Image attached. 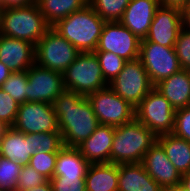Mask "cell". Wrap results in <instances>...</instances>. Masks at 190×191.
I'll list each match as a JSON object with an SVG mask.
<instances>
[{"instance_id": "cell-39", "label": "cell", "mask_w": 190, "mask_h": 191, "mask_svg": "<svg viewBox=\"0 0 190 191\" xmlns=\"http://www.w3.org/2000/svg\"><path fill=\"white\" fill-rule=\"evenodd\" d=\"M11 73L12 71L2 62H0V88Z\"/></svg>"}, {"instance_id": "cell-8", "label": "cell", "mask_w": 190, "mask_h": 191, "mask_svg": "<svg viewBox=\"0 0 190 191\" xmlns=\"http://www.w3.org/2000/svg\"><path fill=\"white\" fill-rule=\"evenodd\" d=\"M108 86L133 107H136L154 88L139 58L127 61L122 71Z\"/></svg>"}, {"instance_id": "cell-10", "label": "cell", "mask_w": 190, "mask_h": 191, "mask_svg": "<svg viewBox=\"0 0 190 191\" xmlns=\"http://www.w3.org/2000/svg\"><path fill=\"white\" fill-rule=\"evenodd\" d=\"M139 59L154 86L182 69L174 48L149 42L146 39L140 42Z\"/></svg>"}, {"instance_id": "cell-32", "label": "cell", "mask_w": 190, "mask_h": 191, "mask_svg": "<svg viewBox=\"0 0 190 191\" xmlns=\"http://www.w3.org/2000/svg\"><path fill=\"white\" fill-rule=\"evenodd\" d=\"M19 109V104L0 88V125L12 127Z\"/></svg>"}, {"instance_id": "cell-27", "label": "cell", "mask_w": 190, "mask_h": 191, "mask_svg": "<svg viewBox=\"0 0 190 191\" xmlns=\"http://www.w3.org/2000/svg\"><path fill=\"white\" fill-rule=\"evenodd\" d=\"M27 83V71L12 72L2 84L1 89L21 105L27 102Z\"/></svg>"}, {"instance_id": "cell-15", "label": "cell", "mask_w": 190, "mask_h": 191, "mask_svg": "<svg viewBox=\"0 0 190 191\" xmlns=\"http://www.w3.org/2000/svg\"><path fill=\"white\" fill-rule=\"evenodd\" d=\"M141 163L147 173L164 189L181 183V174L158 141L146 152Z\"/></svg>"}, {"instance_id": "cell-22", "label": "cell", "mask_w": 190, "mask_h": 191, "mask_svg": "<svg viewBox=\"0 0 190 191\" xmlns=\"http://www.w3.org/2000/svg\"><path fill=\"white\" fill-rule=\"evenodd\" d=\"M119 164H90L86 176V191H118Z\"/></svg>"}, {"instance_id": "cell-4", "label": "cell", "mask_w": 190, "mask_h": 191, "mask_svg": "<svg viewBox=\"0 0 190 191\" xmlns=\"http://www.w3.org/2000/svg\"><path fill=\"white\" fill-rule=\"evenodd\" d=\"M50 27L37 3L0 9V35L29 41L36 45Z\"/></svg>"}, {"instance_id": "cell-21", "label": "cell", "mask_w": 190, "mask_h": 191, "mask_svg": "<svg viewBox=\"0 0 190 191\" xmlns=\"http://www.w3.org/2000/svg\"><path fill=\"white\" fill-rule=\"evenodd\" d=\"M174 107L190 105V70L181 69L154 86Z\"/></svg>"}, {"instance_id": "cell-41", "label": "cell", "mask_w": 190, "mask_h": 191, "mask_svg": "<svg viewBox=\"0 0 190 191\" xmlns=\"http://www.w3.org/2000/svg\"><path fill=\"white\" fill-rule=\"evenodd\" d=\"M183 24L184 28L190 31V7L183 10Z\"/></svg>"}, {"instance_id": "cell-23", "label": "cell", "mask_w": 190, "mask_h": 191, "mask_svg": "<svg viewBox=\"0 0 190 191\" xmlns=\"http://www.w3.org/2000/svg\"><path fill=\"white\" fill-rule=\"evenodd\" d=\"M89 165L77 147L63 146L57 153L53 176L85 177Z\"/></svg>"}, {"instance_id": "cell-16", "label": "cell", "mask_w": 190, "mask_h": 191, "mask_svg": "<svg viewBox=\"0 0 190 191\" xmlns=\"http://www.w3.org/2000/svg\"><path fill=\"white\" fill-rule=\"evenodd\" d=\"M0 62L12 72L27 71L35 63V45L0 35Z\"/></svg>"}, {"instance_id": "cell-36", "label": "cell", "mask_w": 190, "mask_h": 191, "mask_svg": "<svg viewBox=\"0 0 190 191\" xmlns=\"http://www.w3.org/2000/svg\"><path fill=\"white\" fill-rule=\"evenodd\" d=\"M47 179L40 173H38L32 166L23 165L17 186L23 190H29L36 186L45 183Z\"/></svg>"}, {"instance_id": "cell-12", "label": "cell", "mask_w": 190, "mask_h": 191, "mask_svg": "<svg viewBox=\"0 0 190 191\" xmlns=\"http://www.w3.org/2000/svg\"><path fill=\"white\" fill-rule=\"evenodd\" d=\"M141 40L119 21L106 22L94 52H111L126 61L139 58Z\"/></svg>"}, {"instance_id": "cell-43", "label": "cell", "mask_w": 190, "mask_h": 191, "mask_svg": "<svg viewBox=\"0 0 190 191\" xmlns=\"http://www.w3.org/2000/svg\"><path fill=\"white\" fill-rule=\"evenodd\" d=\"M165 191H188L182 183L167 187Z\"/></svg>"}, {"instance_id": "cell-44", "label": "cell", "mask_w": 190, "mask_h": 191, "mask_svg": "<svg viewBox=\"0 0 190 191\" xmlns=\"http://www.w3.org/2000/svg\"><path fill=\"white\" fill-rule=\"evenodd\" d=\"M4 191H25V190H23L20 187L16 186V187H11L9 189H6Z\"/></svg>"}, {"instance_id": "cell-35", "label": "cell", "mask_w": 190, "mask_h": 191, "mask_svg": "<svg viewBox=\"0 0 190 191\" xmlns=\"http://www.w3.org/2000/svg\"><path fill=\"white\" fill-rule=\"evenodd\" d=\"M172 133L190 142V105L176 109Z\"/></svg>"}, {"instance_id": "cell-20", "label": "cell", "mask_w": 190, "mask_h": 191, "mask_svg": "<svg viewBox=\"0 0 190 191\" xmlns=\"http://www.w3.org/2000/svg\"><path fill=\"white\" fill-rule=\"evenodd\" d=\"M118 191H165L140 163L119 164Z\"/></svg>"}, {"instance_id": "cell-26", "label": "cell", "mask_w": 190, "mask_h": 191, "mask_svg": "<svg viewBox=\"0 0 190 191\" xmlns=\"http://www.w3.org/2000/svg\"><path fill=\"white\" fill-rule=\"evenodd\" d=\"M131 0H89L88 4L106 22L119 21Z\"/></svg>"}, {"instance_id": "cell-1", "label": "cell", "mask_w": 190, "mask_h": 191, "mask_svg": "<svg viewBox=\"0 0 190 191\" xmlns=\"http://www.w3.org/2000/svg\"><path fill=\"white\" fill-rule=\"evenodd\" d=\"M64 146L77 147L100 125L87 97L64 90L53 102Z\"/></svg>"}, {"instance_id": "cell-37", "label": "cell", "mask_w": 190, "mask_h": 191, "mask_svg": "<svg viewBox=\"0 0 190 191\" xmlns=\"http://www.w3.org/2000/svg\"><path fill=\"white\" fill-rule=\"evenodd\" d=\"M36 3V0H0V9L24 7Z\"/></svg>"}, {"instance_id": "cell-24", "label": "cell", "mask_w": 190, "mask_h": 191, "mask_svg": "<svg viewBox=\"0 0 190 191\" xmlns=\"http://www.w3.org/2000/svg\"><path fill=\"white\" fill-rule=\"evenodd\" d=\"M157 141L181 175L190 171V142L173 133L158 136Z\"/></svg>"}, {"instance_id": "cell-30", "label": "cell", "mask_w": 190, "mask_h": 191, "mask_svg": "<svg viewBox=\"0 0 190 191\" xmlns=\"http://www.w3.org/2000/svg\"><path fill=\"white\" fill-rule=\"evenodd\" d=\"M23 165L0 156V189L16 187Z\"/></svg>"}, {"instance_id": "cell-42", "label": "cell", "mask_w": 190, "mask_h": 191, "mask_svg": "<svg viewBox=\"0 0 190 191\" xmlns=\"http://www.w3.org/2000/svg\"><path fill=\"white\" fill-rule=\"evenodd\" d=\"M181 183L188 191H190V171L186 174L181 175Z\"/></svg>"}, {"instance_id": "cell-28", "label": "cell", "mask_w": 190, "mask_h": 191, "mask_svg": "<svg viewBox=\"0 0 190 191\" xmlns=\"http://www.w3.org/2000/svg\"><path fill=\"white\" fill-rule=\"evenodd\" d=\"M99 60L103 77L107 84L122 71L127 62L120 56L111 52H94Z\"/></svg>"}, {"instance_id": "cell-2", "label": "cell", "mask_w": 190, "mask_h": 191, "mask_svg": "<svg viewBox=\"0 0 190 191\" xmlns=\"http://www.w3.org/2000/svg\"><path fill=\"white\" fill-rule=\"evenodd\" d=\"M106 23L87 4L83 9L58 20L51 27L70 42L80 53L94 52Z\"/></svg>"}, {"instance_id": "cell-38", "label": "cell", "mask_w": 190, "mask_h": 191, "mask_svg": "<svg viewBox=\"0 0 190 191\" xmlns=\"http://www.w3.org/2000/svg\"><path fill=\"white\" fill-rule=\"evenodd\" d=\"M159 2L164 7H176L184 10L189 6L190 0H159Z\"/></svg>"}, {"instance_id": "cell-33", "label": "cell", "mask_w": 190, "mask_h": 191, "mask_svg": "<svg viewBox=\"0 0 190 191\" xmlns=\"http://www.w3.org/2000/svg\"><path fill=\"white\" fill-rule=\"evenodd\" d=\"M182 69L190 70V31L182 28L174 45Z\"/></svg>"}, {"instance_id": "cell-19", "label": "cell", "mask_w": 190, "mask_h": 191, "mask_svg": "<svg viewBox=\"0 0 190 191\" xmlns=\"http://www.w3.org/2000/svg\"><path fill=\"white\" fill-rule=\"evenodd\" d=\"M32 139V134L3 127L0 133V156L27 165L33 154Z\"/></svg>"}, {"instance_id": "cell-40", "label": "cell", "mask_w": 190, "mask_h": 191, "mask_svg": "<svg viewBox=\"0 0 190 191\" xmlns=\"http://www.w3.org/2000/svg\"><path fill=\"white\" fill-rule=\"evenodd\" d=\"M25 191H53V189L50 181L47 180L45 183Z\"/></svg>"}, {"instance_id": "cell-5", "label": "cell", "mask_w": 190, "mask_h": 191, "mask_svg": "<svg viewBox=\"0 0 190 191\" xmlns=\"http://www.w3.org/2000/svg\"><path fill=\"white\" fill-rule=\"evenodd\" d=\"M62 74L65 90L84 97L108 86L94 52L80 53Z\"/></svg>"}, {"instance_id": "cell-6", "label": "cell", "mask_w": 190, "mask_h": 191, "mask_svg": "<svg viewBox=\"0 0 190 191\" xmlns=\"http://www.w3.org/2000/svg\"><path fill=\"white\" fill-rule=\"evenodd\" d=\"M79 54L80 52L52 27L35 45V63L60 73H63Z\"/></svg>"}, {"instance_id": "cell-3", "label": "cell", "mask_w": 190, "mask_h": 191, "mask_svg": "<svg viewBox=\"0 0 190 191\" xmlns=\"http://www.w3.org/2000/svg\"><path fill=\"white\" fill-rule=\"evenodd\" d=\"M157 135L134 118L115 127L110 163H140L146 152L157 141Z\"/></svg>"}, {"instance_id": "cell-9", "label": "cell", "mask_w": 190, "mask_h": 191, "mask_svg": "<svg viewBox=\"0 0 190 191\" xmlns=\"http://www.w3.org/2000/svg\"><path fill=\"white\" fill-rule=\"evenodd\" d=\"M100 124L121 126L135 118V107L109 86L87 96Z\"/></svg>"}, {"instance_id": "cell-25", "label": "cell", "mask_w": 190, "mask_h": 191, "mask_svg": "<svg viewBox=\"0 0 190 191\" xmlns=\"http://www.w3.org/2000/svg\"><path fill=\"white\" fill-rule=\"evenodd\" d=\"M89 0H36L45 21L54 25L58 20L83 9Z\"/></svg>"}, {"instance_id": "cell-13", "label": "cell", "mask_w": 190, "mask_h": 191, "mask_svg": "<svg viewBox=\"0 0 190 191\" xmlns=\"http://www.w3.org/2000/svg\"><path fill=\"white\" fill-rule=\"evenodd\" d=\"M27 102L53 104L65 90L63 74L41 67L34 63L27 70Z\"/></svg>"}, {"instance_id": "cell-34", "label": "cell", "mask_w": 190, "mask_h": 191, "mask_svg": "<svg viewBox=\"0 0 190 191\" xmlns=\"http://www.w3.org/2000/svg\"><path fill=\"white\" fill-rule=\"evenodd\" d=\"M49 181L53 191H86L85 177L53 176Z\"/></svg>"}, {"instance_id": "cell-17", "label": "cell", "mask_w": 190, "mask_h": 191, "mask_svg": "<svg viewBox=\"0 0 190 191\" xmlns=\"http://www.w3.org/2000/svg\"><path fill=\"white\" fill-rule=\"evenodd\" d=\"M159 7V0H131L119 22L140 40L145 39Z\"/></svg>"}, {"instance_id": "cell-11", "label": "cell", "mask_w": 190, "mask_h": 191, "mask_svg": "<svg viewBox=\"0 0 190 191\" xmlns=\"http://www.w3.org/2000/svg\"><path fill=\"white\" fill-rule=\"evenodd\" d=\"M12 128L25 134L60 132L53 104L44 102H25L19 105Z\"/></svg>"}, {"instance_id": "cell-18", "label": "cell", "mask_w": 190, "mask_h": 191, "mask_svg": "<svg viewBox=\"0 0 190 191\" xmlns=\"http://www.w3.org/2000/svg\"><path fill=\"white\" fill-rule=\"evenodd\" d=\"M114 132L115 127L100 124L77 148L90 164L110 163Z\"/></svg>"}, {"instance_id": "cell-14", "label": "cell", "mask_w": 190, "mask_h": 191, "mask_svg": "<svg viewBox=\"0 0 190 191\" xmlns=\"http://www.w3.org/2000/svg\"><path fill=\"white\" fill-rule=\"evenodd\" d=\"M183 27V10L160 5L145 39L149 42L174 48L178 34Z\"/></svg>"}, {"instance_id": "cell-31", "label": "cell", "mask_w": 190, "mask_h": 191, "mask_svg": "<svg viewBox=\"0 0 190 191\" xmlns=\"http://www.w3.org/2000/svg\"><path fill=\"white\" fill-rule=\"evenodd\" d=\"M57 153L35 152L32 154L28 165L42 174L48 181L53 177Z\"/></svg>"}, {"instance_id": "cell-7", "label": "cell", "mask_w": 190, "mask_h": 191, "mask_svg": "<svg viewBox=\"0 0 190 191\" xmlns=\"http://www.w3.org/2000/svg\"><path fill=\"white\" fill-rule=\"evenodd\" d=\"M175 109L154 87L135 107V118L157 136L171 134L174 128Z\"/></svg>"}, {"instance_id": "cell-29", "label": "cell", "mask_w": 190, "mask_h": 191, "mask_svg": "<svg viewBox=\"0 0 190 191\" xmlns=\"http://www.w3.org/2000/svg\"><path fill=\"white\" fill-rule=\"evenodd\" d=\"M33 154L35 152L58 153L64 146L60 132L32 134Z\"/></svg>"}]
</instances>
